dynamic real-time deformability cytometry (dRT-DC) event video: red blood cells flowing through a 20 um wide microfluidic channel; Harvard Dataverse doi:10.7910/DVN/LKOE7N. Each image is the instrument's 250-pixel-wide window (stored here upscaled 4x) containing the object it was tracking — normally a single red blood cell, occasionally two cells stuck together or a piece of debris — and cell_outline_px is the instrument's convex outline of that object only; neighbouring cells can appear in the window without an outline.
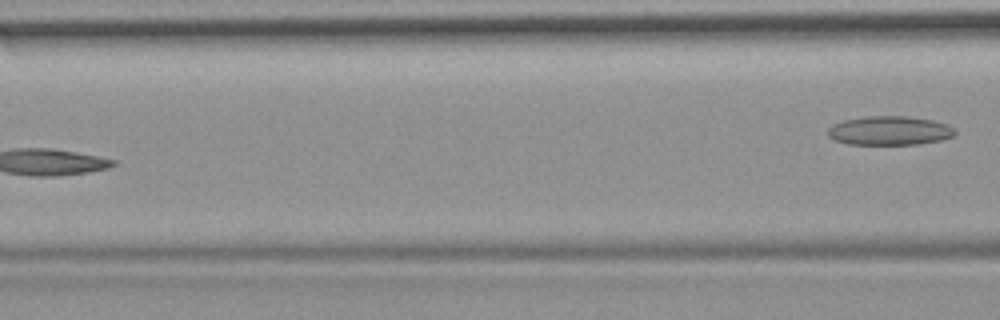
{"species": "common noctule bat (a hibernating species)", "species_latin": "Nyctalus noctula", "temperature_condition": "room temperature", "stored_images_in_passage": 6, "camera_frame_rate_fps": 3000, "um_per_image_px": 0.085, "animal": {"sex": "female", "body_mass_g": 19.9}, "frame": {"image": 1, "passage_image": 6, "time_ms": 1.667, "image_size_px": [1000, 320], "cell_outline_px": [[956, 132], [952, 136], [940, 140], [920, 144], [848, 144], [836, 140], [828, 136], [828, 128], [832, 124], [844, 120], [868, 116], [908, 116], [932, 120], [948, 124], [956, 128]], "centroid_in_image_um": [75.63, 11.1], "position_along_channel_um": 91.0, "area_um2": 21.5}}